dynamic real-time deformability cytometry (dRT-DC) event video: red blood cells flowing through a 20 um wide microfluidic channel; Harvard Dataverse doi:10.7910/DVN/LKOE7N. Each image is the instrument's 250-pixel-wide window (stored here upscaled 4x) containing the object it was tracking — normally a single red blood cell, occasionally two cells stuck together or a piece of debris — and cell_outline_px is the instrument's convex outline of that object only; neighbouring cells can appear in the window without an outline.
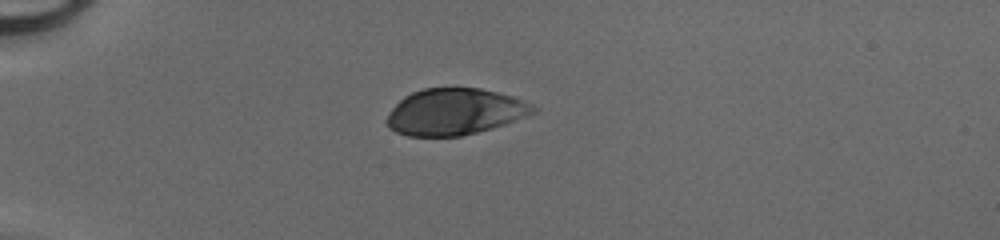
{"species": "human", "species_latin": "Homo sapiens", "temperature_condition": "cold", "stored_images_in_passage": 35, "camera_frame_rate_fps": 3000, "um_per_image_px": 0.085, "donor": {"sex": "male"}, "frame": {"image": 1, "passage_image": 1, "time_ms": 0.0, "image_size_px": [1000, 240], "cell_outline_px": [[540, 108], [536, 112], [504, 124], [492, 128], [460, 136], [408, 136], [396, 132], [388, 128], [388, 116], [392, 108], [404, 96], [412, 92], [424, 88], [480, 88], [512, 96], [524, 100]], "centroid_in_image_um": [38.68, 9.49], "position_along_channel_um": 46.3, "area_um2": 39.42}}
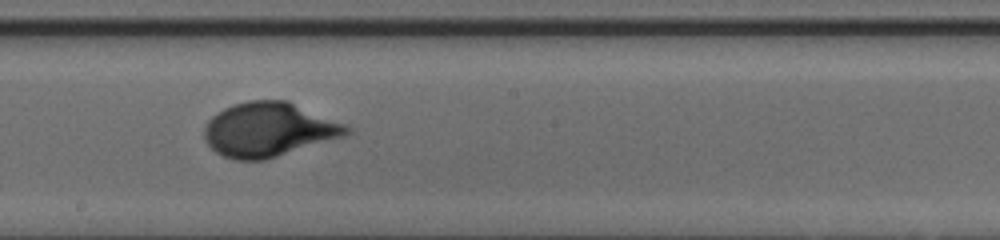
{"frame": {"image": 2, "passage_image": 16, "time_ms": 5.0, "image_size_px": [1000, 240], "cell_outline_px": [[352, 132], [344, 136], [264, 160], [232, 160], [216, 152], [204, 140], [204, 128], [208, 120], [216, 112], [224, 108], [248, 100], [288, 100], [348, 124], [352, 128]], "centroid_in_image_um": [22.87, 11.0], "position_along_channel_um": 225.3, "area_um2": 45.2}}
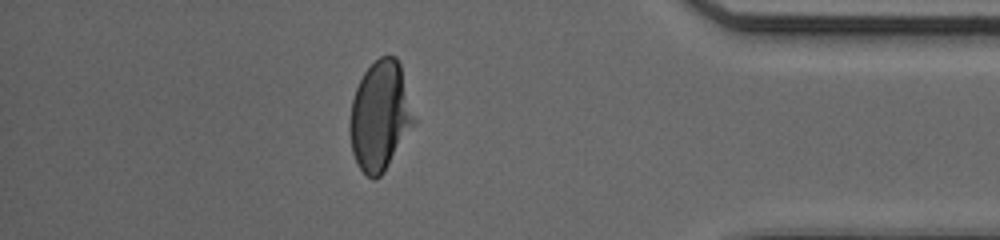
{"frame": {"image": 3, "passage_image": 30, "time_ms": 9.667, "image_size_px": [1000, 240], "cell_outline_px": [[416, 120], [384, 172], [376, 180], [372, 180], [356, 164], [352, 152], [348, 132], [348, 124], [352, 100], [356, 88], [364, 72], [380, 56], [396, 56], [400, 64]], "centroid_in_image_um": [32.27, 9.87], "position_along_channel_um": 402.9, "area_um2": 40.86}}